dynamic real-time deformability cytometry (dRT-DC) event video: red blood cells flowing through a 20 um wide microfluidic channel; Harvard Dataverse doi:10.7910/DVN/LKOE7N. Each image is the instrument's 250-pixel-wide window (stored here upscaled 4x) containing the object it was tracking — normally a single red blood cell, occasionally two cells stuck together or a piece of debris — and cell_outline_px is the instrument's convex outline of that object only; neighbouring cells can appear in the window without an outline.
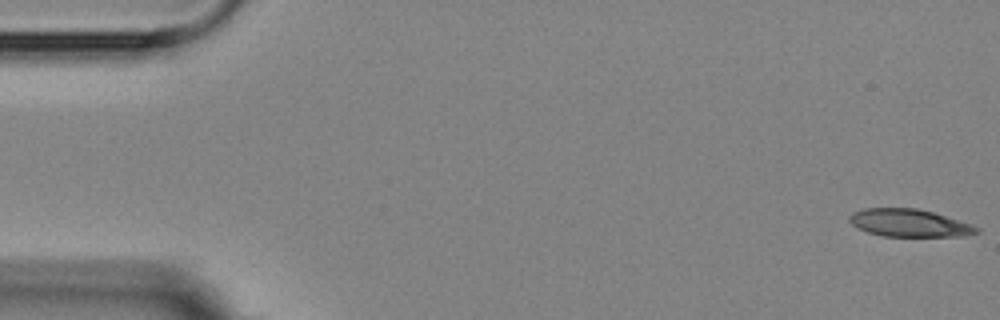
{"species": "Egyptian fruit bat (a non-hibernating species)", "species_latin": "Rousettus aegyptiacus", "temperature_condition": "room temperature", "stored_images_in_passage": 4, "camera_frame_rate_fps": 3000, "um_per_image_px": 0.085, "animal": {"sex": "female"}, "frame": {"image": 1, "passage_image": 1, "time_ms": 0.0, "image_size_px": [1000, 320], "cell_outline_px": [[980, 232], [968, 236], [884, 236], [868, 232], [852, 224], [848, 220], [848, 216], [852, 212], [864, 208], [916, 208], [932, 212], [972, 224], [980, 228]], "centroid_in_image_um": [77.31, 18.95], "position_along_channel_um": 7.7, "area_um2": 20.46}}